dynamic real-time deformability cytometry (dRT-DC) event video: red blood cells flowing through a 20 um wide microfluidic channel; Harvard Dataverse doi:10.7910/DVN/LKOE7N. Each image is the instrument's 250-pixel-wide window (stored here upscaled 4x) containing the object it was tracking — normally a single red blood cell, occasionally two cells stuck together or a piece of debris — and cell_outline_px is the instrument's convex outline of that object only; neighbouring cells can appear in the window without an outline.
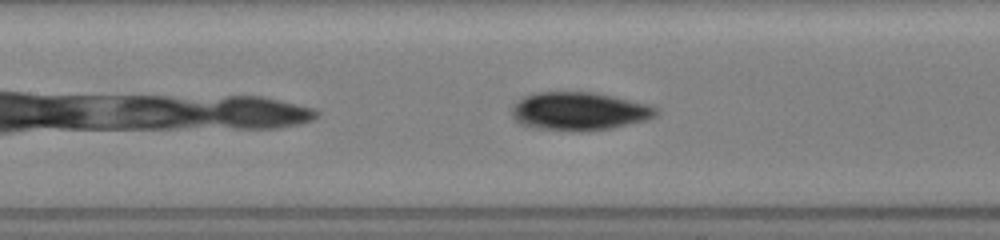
{"species": "common noctule bat (a hibernating species)", "species_latin": "Nyctalus noctula", "temperature_condition": "room temperature", "stored_images_in_passage": 30, "camera_frame_rate_fps": 3000, "um_per_image_px": 0.085, "animal": {"sex": "female", "body_mass_g": 19.5, "forearm_length_mm": 54.1}, "frame": {"image": 1, "passage_image": 9, "time_ms": 2.667, "image_size_px": [1000, 240], "cell_outline_px": [[660, 112], [656, 116], [648, 120], [612, 128], [580, 132], [532, 128], [520, 124], [512, 116], [512, 108], [524, 96], [536, 92], [596, 92], [648, 104], [660, 108]], "centroid_in_image_um": [49.28, 9.46], "position_along_channel_um": 158.1, "area_um2": 32.48}}
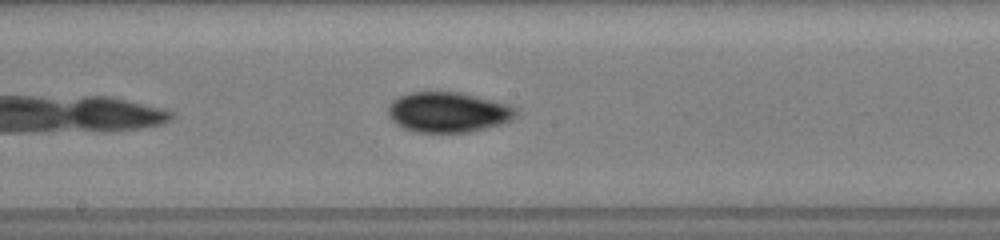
{"frame": {"image": 2, "passage_image": 13, "time_ms": 4.0, "image_size_px": [1000, 240], "cell_outline_px": [[516, 116], [500, 124], [468, 132], [416, 132], [404, 128], [396, 124], [388, 116], [388, 104], [392, 100], [400, 96], [412, 92], [460, 92], [508, 104], [516, 108]], "centroid_in_image_um": [38.04, 9.53], "position_along_channel_um": 210.2, "area_um2": 29.77}}